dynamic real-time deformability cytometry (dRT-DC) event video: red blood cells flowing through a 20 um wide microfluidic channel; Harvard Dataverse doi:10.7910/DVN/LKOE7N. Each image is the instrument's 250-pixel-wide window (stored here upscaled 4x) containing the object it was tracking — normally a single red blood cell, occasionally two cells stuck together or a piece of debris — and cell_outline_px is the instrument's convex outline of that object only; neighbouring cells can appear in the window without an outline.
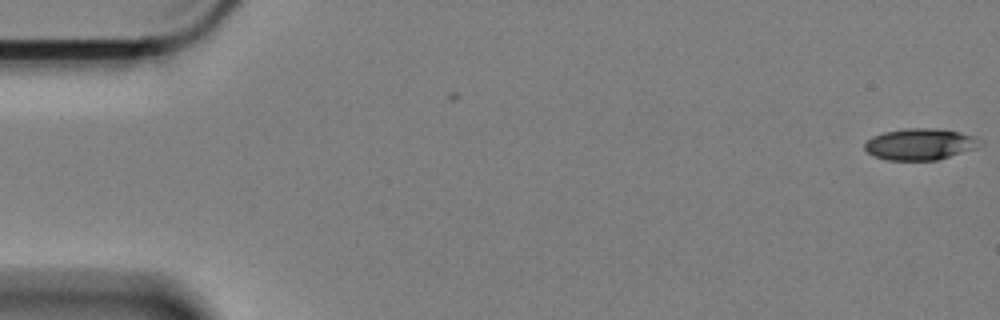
{"species": "Egyptian fruit bat (a non-hibernating species)", "species_latin": "Rousettus aegyptiacus", "temperature_condition": "cold", "stored_images_in_passage": 55, "camera_frame_rate_fps": 3000, "um_per_image_px": 0.085, "animal": {"sex": "female"}, "frame": {"image": 1, "passage_image": 1, "time_ms": 0.0, "image_size_px": [1000, 320], "cell_outline_px": [[984, 144], [976, 148], [936, 160], [888, 160], [872, 156], [864, 148], [864, 144], [872, 136], [884, 132], [908, 128], [936, 128], [960, 132], [976, 136], [984, 140]], "centroid_in_image_um": [78.24, 12.25], "position_along_channel_um": 6.8, "area_um2": 21.33}}
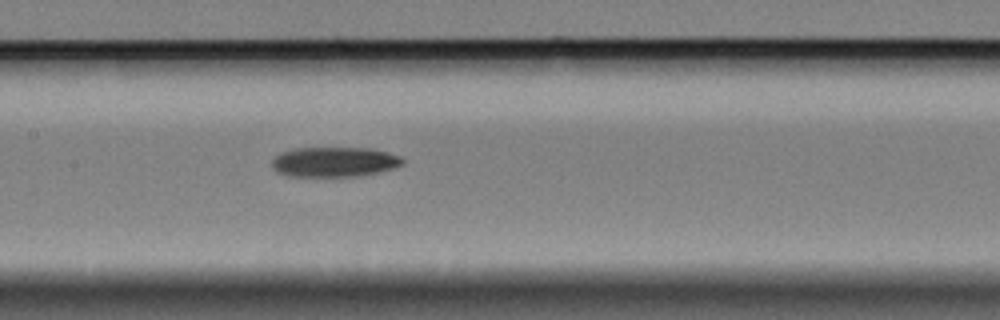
{"frame": {"image": 2, "passage_image": 29, "time_ms": 9.333, "image_size_px": [1000, 320], "cell_outline_px": [[404, 164], [392, 168], [360, 176], [288, 176], [276, 172], [272, 168], [272, 160], [280, 152], [296, 148], [368, 148], [400, 156], [404, 160]], "centroid_in_image_um": [28.37, 13.76], "position_along_channel_um": 179.0, "area_um2": 22.66}}
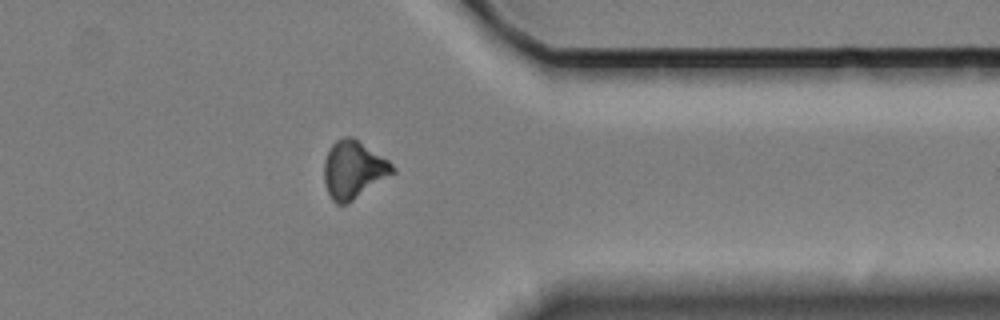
{"frame": {"image": 3, "passage_image": 48, "time_ms": 15.667, "image_size_px": [1000, 320], "cell_outline_px": [[396, 172], [348, 204], [336, 204], [332, 200], [324, 184], [324, 160], [332, 144], [336, 140], [344, 136], [352, 136], [388, 160], [396, 168]], "centroid_in_image_um": [30.04, 14.43], "position_along_channel_um": 381.4, "area_um2": 23.12}}